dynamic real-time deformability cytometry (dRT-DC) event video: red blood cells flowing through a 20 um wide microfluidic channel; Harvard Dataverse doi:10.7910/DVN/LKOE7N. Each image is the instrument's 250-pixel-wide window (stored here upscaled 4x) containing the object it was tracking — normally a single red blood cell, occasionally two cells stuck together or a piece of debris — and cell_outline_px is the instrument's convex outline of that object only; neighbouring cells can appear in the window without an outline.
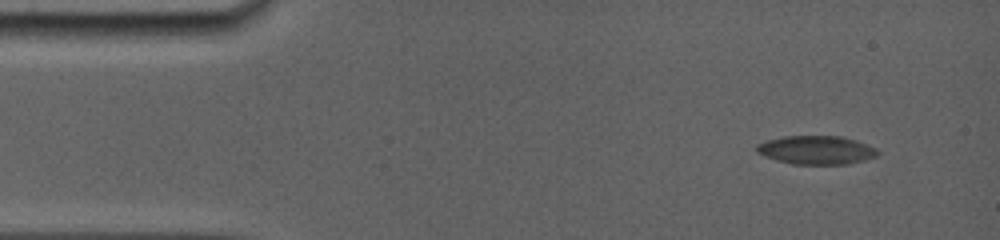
{"species": "common noctule bat (a hibernating species)", "species_latin": "Nyctalus noctula", "temperature_condition": "room temperature", "stored_images_in_passage": 33, "camera_frame_rate_fps": 5000, "um_per_image_px": 0.085, "animal": {"sex": "female", "body_mass_g": 19.0, "forearm_length_mm": 56.7}, "frame": {"image": 1, "passage_image": 1, "time_ms": 0.0, "image_size_px": [1000, 240], "cell_outline_px": [[880, 152], [876, 156], [864, 160], [848, 164], [792, 164], [776, 160], [764, 156], [756, 152], [756, 144], [768, 140], [784, 136], [840, 136], [856, 140], [876, 148]], "centroid_in_image_um": [69.38, 12.75], "position_along_channel_um": 15.6, "area_um2": 20.17}}
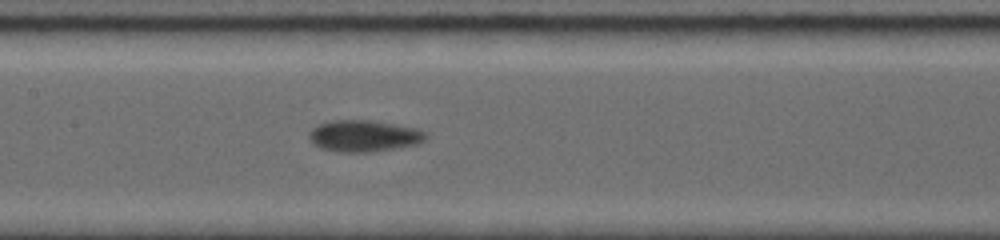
{"frame": {"image": 2, "passage_image": 15, "time_ms": 6.6, "image_size_px": [1000, 240], "cell_outline_px": [[428, 136], [424, 140], [416, 144], [396, 148], [368, 152], [340, 152], [320, 148], [312, 144], [308, 140], [308, 132], [316, 124], [332, 120], [372, 120], [416, 128], [424, 132]], "centroid_in_image_um": [30.86, 11.55], "position_along_channel_um": 176.5, "area_um2": 21.62}}
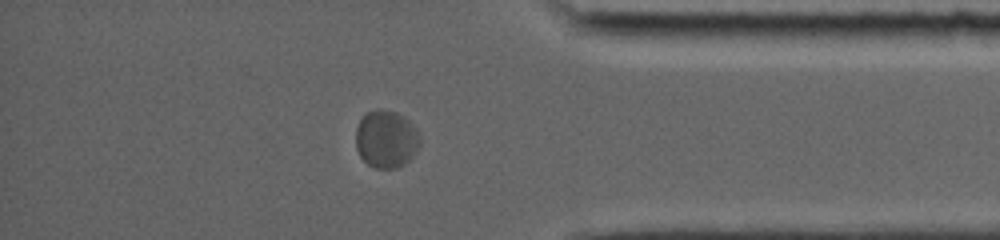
{"frame": {"image": 3, "passage_image": 28, "time_ms": 12.8, "image_size_px": [1000, 240], "cell_outline_px": [[420, 144], [416, 152], [404, 164], [396, 168], [376, 168], [368, 164], [360, 156], [356, 148], [356, 128], [364, 112], [376, 108], [380, 108], [396, 112], [404, 116], [416, 128], [420, 136]], "centroid_in_image_um": [32.82, 11.79], "position_along_channel_um": 402.4, "area_um2": 21.79}, "authors_computed_cell_mechanics": {"area_um2": 20.808, "velocity_mm_per_s": 3.7624, "shape_relaxation_time_tau1_ms": 3.4843, "shape_relaxation_time_tau2_ms": null, "deformation_change_tau1": 0.1274, "deformation_change_tau2": null}}